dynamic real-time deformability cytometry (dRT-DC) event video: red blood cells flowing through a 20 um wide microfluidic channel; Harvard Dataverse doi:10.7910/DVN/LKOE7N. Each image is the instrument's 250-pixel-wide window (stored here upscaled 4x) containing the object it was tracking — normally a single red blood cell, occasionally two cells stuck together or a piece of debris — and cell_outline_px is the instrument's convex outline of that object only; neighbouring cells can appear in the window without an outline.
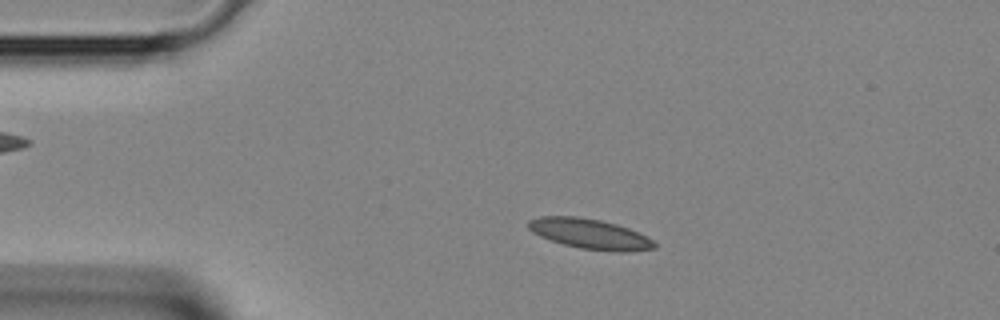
{"species": "Egyptian fruit bat (a non-hibernating species)", "species_latin": "Rousettus aegyptiacus", "temperature_condition": "room temperature", "stored_images_in_passage": 3, "camera_frame_rate_fps": 3000, "um_per_image_px": 0.085, "animal": {"sex": "female"}, "frame": {"image": 1, "passage_image": 2, "time_ms": 0.333, "image_size_px": [1000, 320], "cell_outline_px": [[656, 248], [628, 252], [620, 252], [580, 248], [564, 244], [540, 236], [532, 232], [528, 228], [528, 220], [540, 216], [576, 216], [600, 220], [616, 224], [640, 232], [648, 236], [656, 244]], "centroid_in_image_um": [50.16, 19.87], "position_along_channel_um": 34.8, "area_um2": 22.14}}